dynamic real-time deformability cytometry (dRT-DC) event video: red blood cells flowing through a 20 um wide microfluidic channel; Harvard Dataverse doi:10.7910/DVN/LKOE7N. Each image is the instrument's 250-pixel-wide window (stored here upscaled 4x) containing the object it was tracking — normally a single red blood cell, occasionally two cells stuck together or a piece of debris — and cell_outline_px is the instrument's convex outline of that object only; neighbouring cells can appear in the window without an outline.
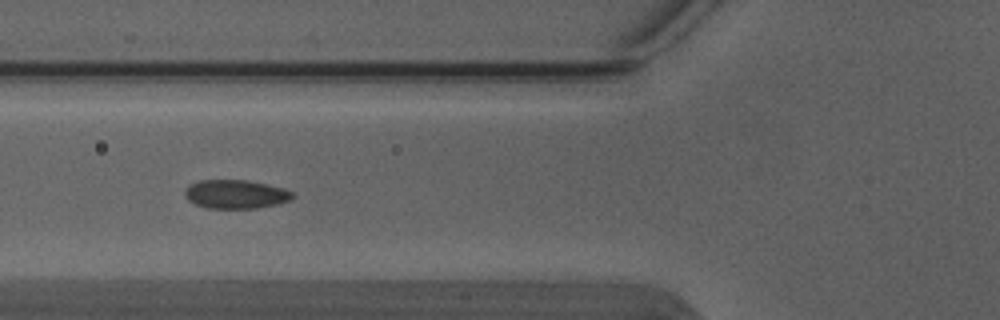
{"species": "Egyptian fruit bat (a non-hibernating species)", "species_latin": "Rousettus aegyptiacus", "temperature_condition": "warm", "stored_images_in_passage": 6, "camera_frame_rate_fps": 3000, "um_per_image_px": 0.085, "animal": {"sex": "male"}, "frame": {"image": 1, "passage_image": 4, "time_ms": 1.0, "image_size_px": [1000, 320], "cell_outline_px": [[296, 196], [288, 200], [276, 204], [256, 208], [208, 208], [196, 204], [188, 200], [184, 196], [184, 192], [192, 184], [200, 180], [248, 180], [284, 188], [292, 192]], "centroid_in_image_um": [20.04, 16.5], "position_along_channel_um": 105.8, "area_um2": 17.86}}
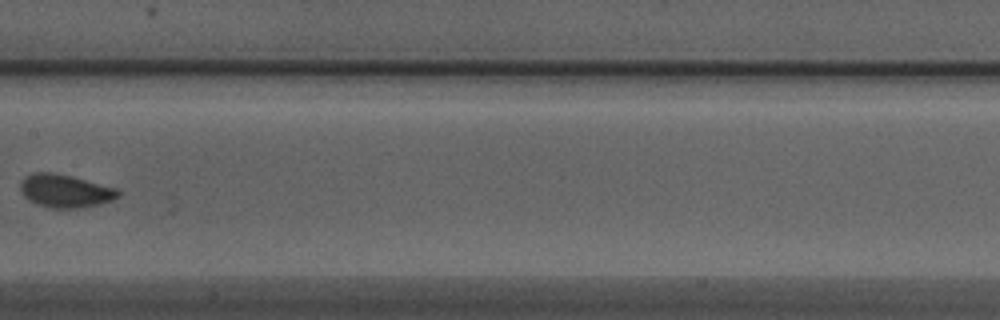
{"frame": {"image": 2, "passage_image": 6, "time_ms": 1.667, "image_size_px": [1000, 320], "cell_outline_px": [[120, 196], [112, 200], [100, 204], [80, 208], [48, 208], [36, 204], [28, 200], [20, 192], [20, 180], [24, 176], [32, 172], [52, 172], [72, 176], [116, 188], [120, 192]], "centroid_in_image_um": [5.5, 16.23], "position_along_channel_um": 201.9, "area_um2": 19.13}}